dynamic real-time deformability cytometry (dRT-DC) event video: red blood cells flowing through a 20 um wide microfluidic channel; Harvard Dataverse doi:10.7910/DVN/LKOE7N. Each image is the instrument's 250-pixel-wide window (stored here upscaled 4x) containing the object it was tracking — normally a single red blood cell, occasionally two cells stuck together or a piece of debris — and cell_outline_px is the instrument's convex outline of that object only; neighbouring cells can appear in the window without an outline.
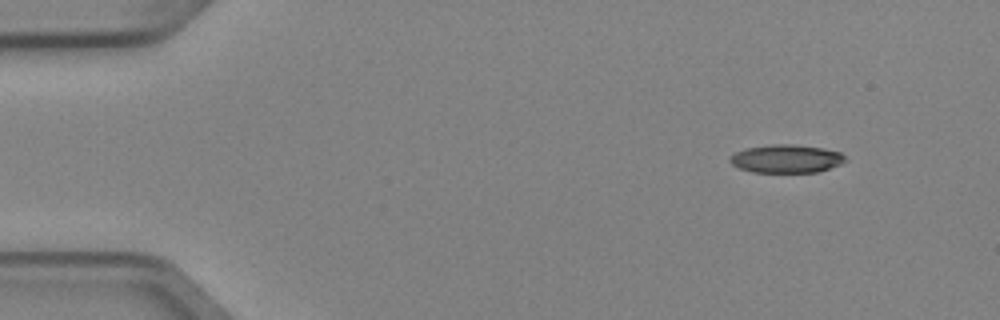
{"species": "Egyptian fruit bat (a non-hibernating species)", "species_latin": "Rousettus aegyptiacus", "temperature_condition": "cold", "stored_images_in_passage": 4, "camera_frame_rate_fps": 3000, "um_per_image_px": 0.085, "animal": {"sex": "female"}, "frame": {"image": 1, "passage_image": 1, "time_ms": 0.0, "image_size_px": [1000, 320], "cell_outline_px": [[848, 160], [840, 164], [816, 172], [752, 172], [740, 168], [732, 164], [728, 160], [736, 152], [744, 148], [772, 144], [792, 144], [820, 148], [840, 152]], "centroid_in_image_um": [66.82, 13.49], "position_along_channel_um": 18.2, "area_um2": 18.79}}
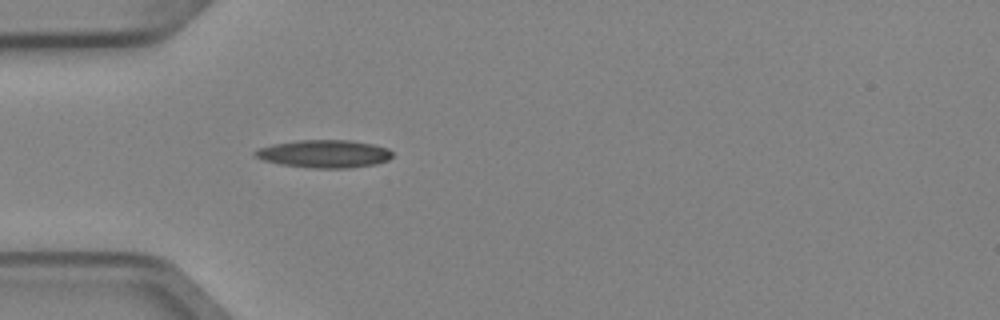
{"frame": {"image": 2, "passage_image": 4, "time_ms": 1.0, "image_size_px": [1000, 320], "cell_outline_px": [[392, 156], [388, 160], [376, 164], [348, 168], [316, 168], [280, 164], [264, 160], [256, 156], [252, 152], [256, 148], [272, 144], [300, 140], [348, 140], [372, 144], [388, 148], [392, 152]], "centroid_in_image_um": [27.55, 13.07], "position_along_channel_um": 57.4, "area_um2": 22.2}}